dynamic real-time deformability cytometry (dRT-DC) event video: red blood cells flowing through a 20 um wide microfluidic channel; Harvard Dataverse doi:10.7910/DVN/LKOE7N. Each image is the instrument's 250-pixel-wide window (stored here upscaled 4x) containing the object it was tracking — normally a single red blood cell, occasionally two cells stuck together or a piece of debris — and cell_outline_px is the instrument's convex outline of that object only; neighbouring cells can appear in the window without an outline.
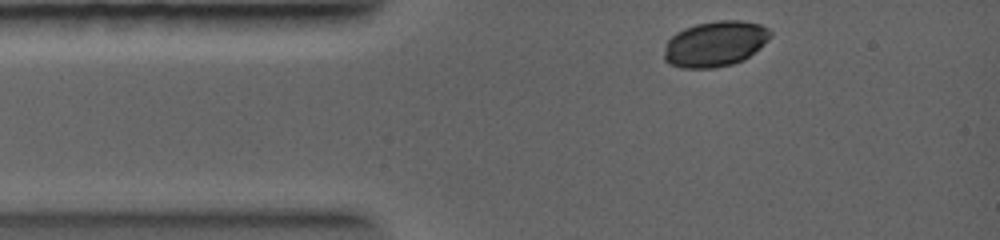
{"species": "common noctule bat (a hibernating species)", "species_latin": "Nyctalus noctula", "temperature_condition": "warm", "stored_images_in_passage": 6, "camera_frame_rate_fps": 5000, "um_per_image_px": 0.085, "animal": {"sex": "female", "body_mass_g": 19.0, "forearm_length_mm": 56.7}, "frame": {"image": 1, "passage_image": 1, "time_ms": 0.0, "image_size_px": [1000, 240], "cell_outline_px": [[772, 36], [760, 48], [744, 60], [732, 64], [716, 68], [680, 68], [668, 64], [664, 60], [664, 52], [668, 40], [676, 32], [684, 28], [696, 24], [716, 20], [740, 20], [760, 24], [768, 28], [772, 32]], "centroid_in_image_um": [60.79, 3.73], "position_along_channel_um": 24.2, "area_um2": 28.5}}
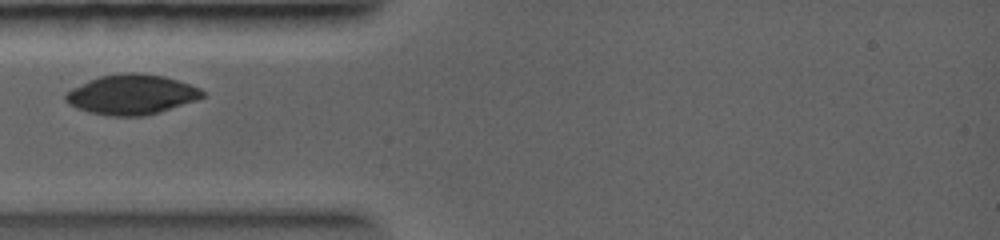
{"frame": {"image": 2, "passage_image": 3, "time_ms": 1.6, "image_size_px": [1000, 240], "cell_outline_px": [[204, 96], [196, 100], [160, 112], [144, 116], [108, 116], [88, 112], [76, 108], [68, 104], [64, 100], [64, 96], [72, 88], [88, 80], [100, 76], [132, 72], [136, 72], [164, 76], [200, 88], [204, 92]], "centroid_in_image_um": [11.15, 8.04], "position_along_channel_um": 73.8, "area_um2": 31.79}}
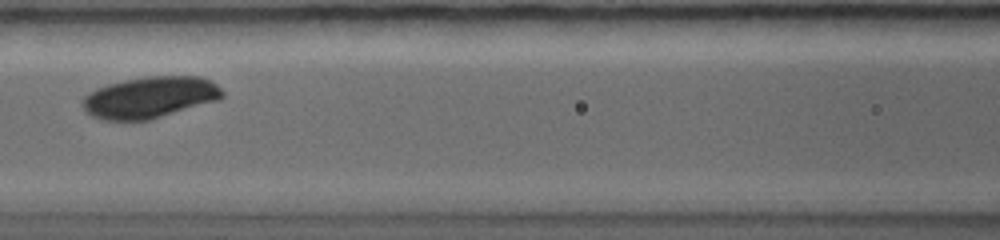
{"frame": {"image": 3, "passage_image": 5, "time_ms": 3.2, "image_size_px": [1000, 240], "cell_outline_px": [[224, 96], [216, 100], [152, 120], [100, 120], [92, 116], [80, 104], [84, 96], [88, 92], [96, 88], [108, 84], [124, 80], [148, 76], [200, 76], [216, 84], [224, 92]], "centroid_in_image_um": [12.7, 8.28], "position_along_channel_um": 153.9, "area_um2": 33.81}}